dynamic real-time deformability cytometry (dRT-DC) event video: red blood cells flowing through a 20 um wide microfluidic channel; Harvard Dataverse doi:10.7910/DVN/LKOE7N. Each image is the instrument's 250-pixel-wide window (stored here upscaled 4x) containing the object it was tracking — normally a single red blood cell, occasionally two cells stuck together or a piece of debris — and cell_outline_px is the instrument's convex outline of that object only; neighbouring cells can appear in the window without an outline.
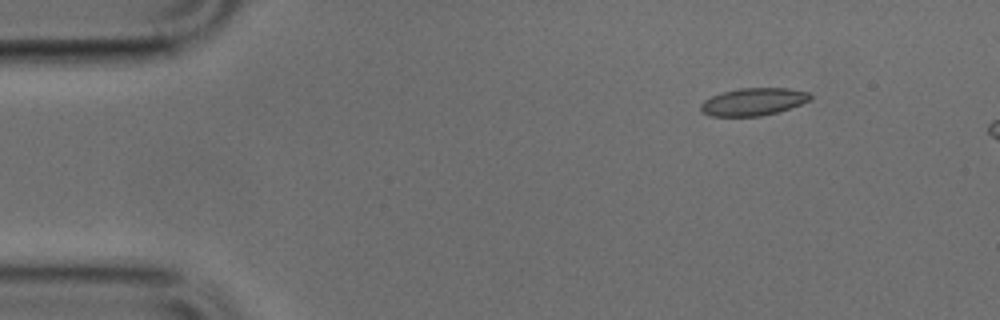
{"species": "common noctule bat (a hibernating species)", "species_latin": "Nyctalus noctula", "temperature_condition": "cold", "stored_images_in_passage": 6, "camera_frame_rate_fps": 3000, "um_per_image_px": 0.085, "animal": {"sex": "male", "body_mass_g": 17.9, "forearm_length_mm": 54.2}, "frame": {"image": 1, "passage_image": 1, "time_ms": 0.0, "image_size_px": [1000, 320], "cell_outline_px": [[812, 96], [808, 100], [800, 104], [776, 112], [760, 116], [708, 116], [700, 108], [700, 104], [704, 100], [712, 96], [724, 92], [740, 88], [788, 88], [808, 92]], "centroid_in_image_um": [64.01, 8.65], "position_along_channel_um": 21.0, "area_um2": 17.28}}